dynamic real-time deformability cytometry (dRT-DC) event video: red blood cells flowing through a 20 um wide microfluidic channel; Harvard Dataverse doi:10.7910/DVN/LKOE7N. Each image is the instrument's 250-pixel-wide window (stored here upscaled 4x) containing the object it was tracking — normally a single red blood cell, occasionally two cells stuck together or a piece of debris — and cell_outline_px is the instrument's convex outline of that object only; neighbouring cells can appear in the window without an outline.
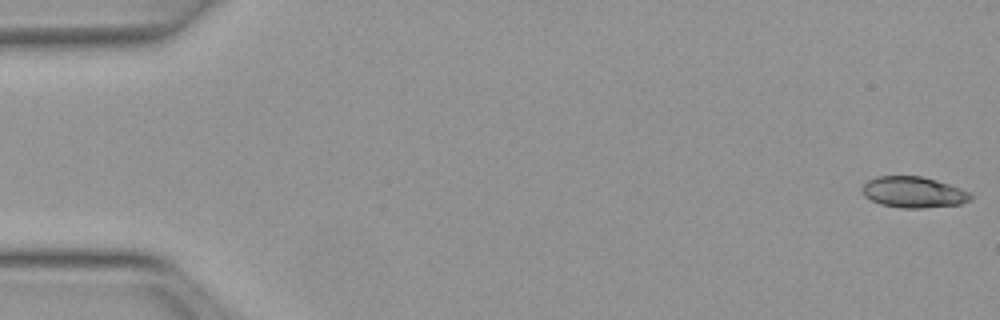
{"species": "Egyptian fruit bat (a non-hibernating species)", "species_latin": "Rousettus aegyptiacus", "temperature_condition": "warm", "stored_images_in_passage": 51, "camera_frame_rate_fps": 3000, "um_per_image_px": 0.085, "animal": {"sex": "female"}, "frame": {"image": 1, "passage_image": 1, "time_ms": 0.0, "image_size_px": [1000, 320], "cell_outline_px": [[972, 200], [960, 204], [924, 208], [900, 208], [880, 204], [864, 196], [860, 192], [860, 188], [868, 180], [876, 176], [924, 176], [972, 192]], "centroid_in_image_um": [77.64, 16.34], "position_along_channel_um": 7.4, "area_um2": 19.88}}
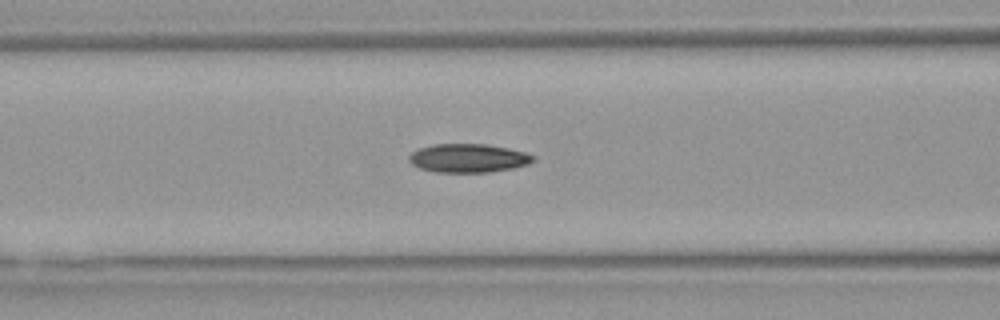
{"frame": {"image": 2, "passage_image": 21, "time_ms": 6.667, "image_size_px": [1000, 320], "cell_outline_px": [[536, 160], [528, 164], [512, 168], [488, 172], [436, 172], [420, 168], [412, 164], [408, 160], [408, 156], [412, 152], [420, 148], [432, 144], [488, 144], [508, 148], [524, 152], [536, 156]], "centroid_in_image_um": [39.81, 13.43], "position_along_channel_um": 126.8, "area_um2": 20.75}}
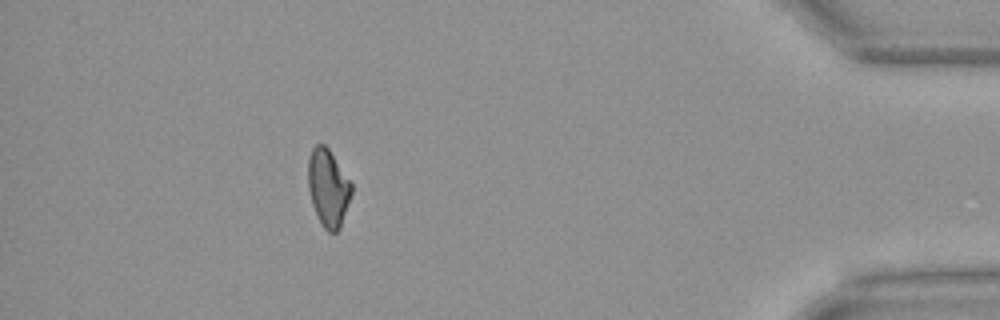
{"frame": {"image": 3, "passage_image": 46, "time_ms": 15.0, "image_size_px": [1000, 320], "cell_outline_px": [[352, 192], [340, 228], [336, 232], [328, 232], [320, 224], [312, 204], [308, 188], [308, 156], [312, 148], [316, 144], [324, 144], [328, 148], [352, 184]], "centroid_in_image_um": [27.87, 15.97], "position_along_channel_um": 407.3, "area_um2": 19.54}, "authors_computed_cell_mechanics": {"area_um2": 20.3456, "velocity_mm_per_s": 4.0134, "shape_relaxation_time_tau1_ms": 8.2761, "shape_relaxation_time_tau2_ms": 2.6868, "deformation_change_tau1": 0.2035, "deformation_change_tau2": 0.0774}}